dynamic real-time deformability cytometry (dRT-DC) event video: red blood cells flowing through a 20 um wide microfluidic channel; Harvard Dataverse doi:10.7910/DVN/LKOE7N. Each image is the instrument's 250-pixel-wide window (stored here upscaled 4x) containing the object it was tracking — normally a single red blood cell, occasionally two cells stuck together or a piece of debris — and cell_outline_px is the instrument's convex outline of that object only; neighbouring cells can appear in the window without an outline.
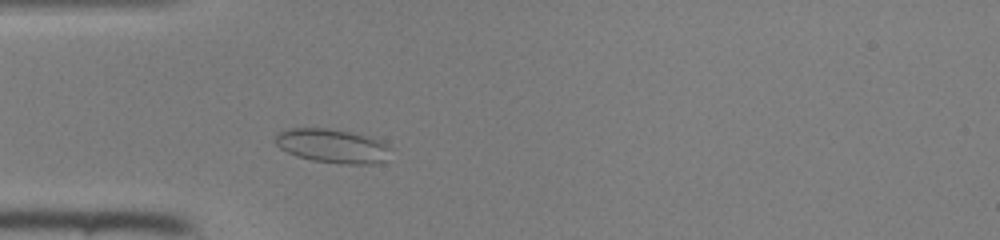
{"species": "common noctule bat (a hibernating species)", "species_latin": "Nyctalus noctula", "temperature_condition": "room temperature", "stored_images_in_passage": 39, "camera_frame_rate_fps": 3000, "um_per_image_px": 0.085, "animal": {"sex": "female", "body_mass_g": 22.0, "forearm_length_mm": 56.7}, "frame": {"image": 1, "passage_image": 6, "time_ms": 1.667, "image_size_px": [1000, 240], "cell_outline_px": [[392, 148], [384, 160], [372, 164], [344, 164], [312, 160], [296, 156], [280, 148], [272, 140], [276, 132], [288, 128], [324, 128], [348, 132], [380, 140]], "centroid_in_image_um": [28.18, 12.4], "position_along_channel_um": 56.8, "area_um2": 22.77}}
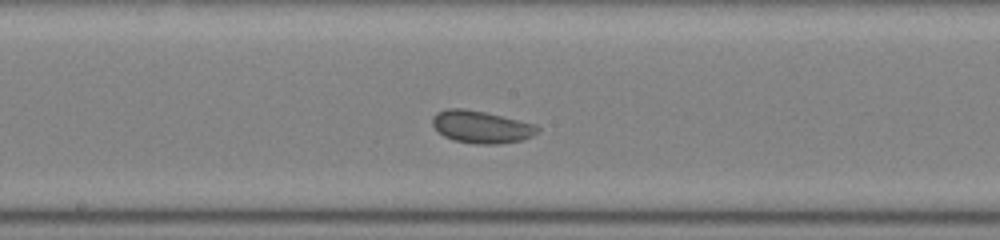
{"frame": {"image": 2, "passage_image": 17, "time_ms": 5.333, "image_size_px": [1000, 240], "cell_outline_px": [[540, 128], [532, 136], [520, 140], [500, 144], [476, 144], [452, 140], [444, 136], [432, 124], [432, 116], [436, 112], [448, 108], [464, 108], [484, 112], [536, 124]], "centroid_in_image_um": [40.88, 10.78], "position_along_channel_um": 207.3, "area_um2": 19.77}}
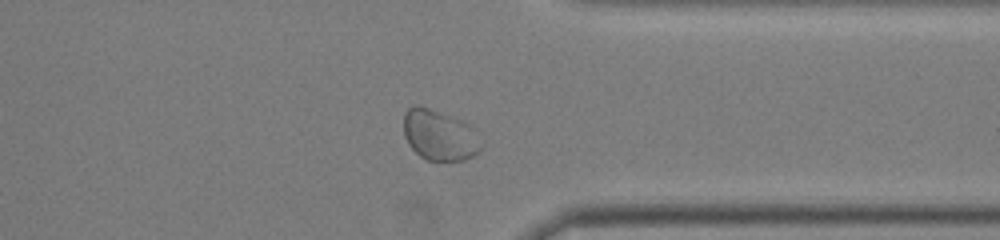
{"frame": {"image": 3, "passage_image": 29, "time_ms": 9.333, "image_size_px": [1000, 240], "cell_outline_px": [[484, 144], [472, 156], [464, 160], [448, 164], [428, 160], [420, 156], [408, 144], [404, 136], [404, 112], [412, 104], [420, 104], [460, 120], [476, 128]], "centroid_in_image_um": [37.37, 11.51], "position_along_channel_um": 374.0, "area_um2": 23.64}}